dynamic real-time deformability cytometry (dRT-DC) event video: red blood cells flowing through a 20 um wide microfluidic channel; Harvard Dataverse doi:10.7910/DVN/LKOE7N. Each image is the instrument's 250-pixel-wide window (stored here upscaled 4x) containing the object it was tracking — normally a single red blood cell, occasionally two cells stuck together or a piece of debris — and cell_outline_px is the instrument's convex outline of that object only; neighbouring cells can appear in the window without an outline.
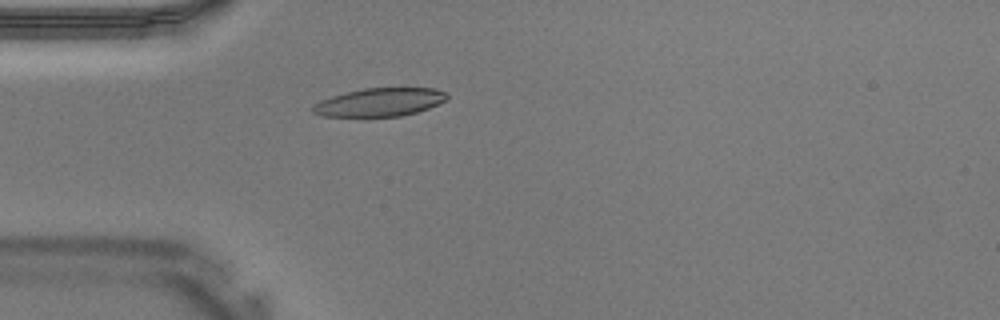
{"species": "Egyptian fruit bat (a non-hibernating species)", "species_latin": "Rousettus aegyptiacus", "temperature_condition": "warm", "stored_images_in_passage": 41, "camera_frame_rate_fps": 3000, "um_per_image_px": 0.085, "animal": {"sex": "male"}, "frame": {"image": 1, "passage_image": 12, "time_ms": 3.667, "image_size_px": [1000, 320], "cell_outline_px": [[448, 96], [444, 100], [428, 108], [416, 112], [400, 116], [368, 120], [324, 116], [312, 112], [312, 108], [320, 100], [332, 96], [364, 88], [436, 88], [448, 92]], "centroid_in_image_um": [32.23, 8.74], "position_along_channel_um": 52.8, "area_um2": 22.89}}